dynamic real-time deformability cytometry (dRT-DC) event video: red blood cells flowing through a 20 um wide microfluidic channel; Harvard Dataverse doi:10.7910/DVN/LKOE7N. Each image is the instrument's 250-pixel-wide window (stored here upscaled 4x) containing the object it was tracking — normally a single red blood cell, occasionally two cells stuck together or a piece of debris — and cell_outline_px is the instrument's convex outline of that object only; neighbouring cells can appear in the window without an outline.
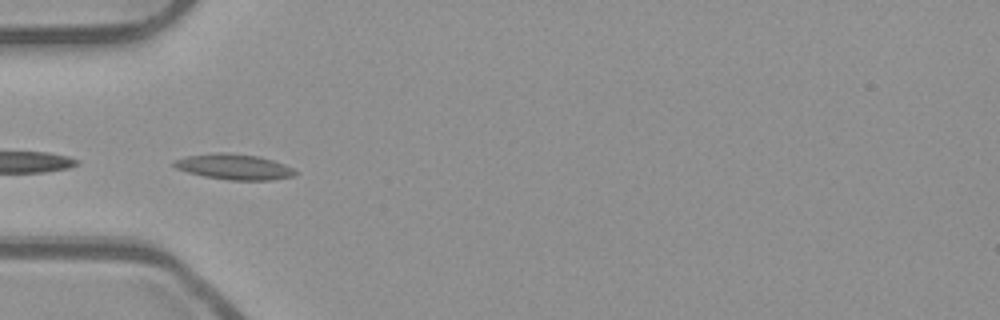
{"species": "common noctule bat (a hibernating species)", "species_latin": "Nyctalus noctula", "temperature_condition": "room temperature", "stored_images_in_passage": 9, "camera_frame_rate_fps": 3000, "um_per_image_px": 0.085, "animal": {"sex": "male", "body_mass_g": 23.1, "forearm_length_mm": 52.7}, "frame": {"image": 1, "passage_image": 1, "time_ms": 0.0, "image_size_px": [1000, 320], "cell_outline_px": [[296, 172], [292, 176], [272, 180], [228, 180], [204, 176], [188, 172], [176, 168], [172, 164], [172, 160], [188, 156], [216, 152], [224, 152], [256, 156], [272, 160], [284, 164], [292, 168]], "centroid_in_image_um": [19.85, 14.18], "position_along_channel_um": 65.1, "area_um2": 17.86}}
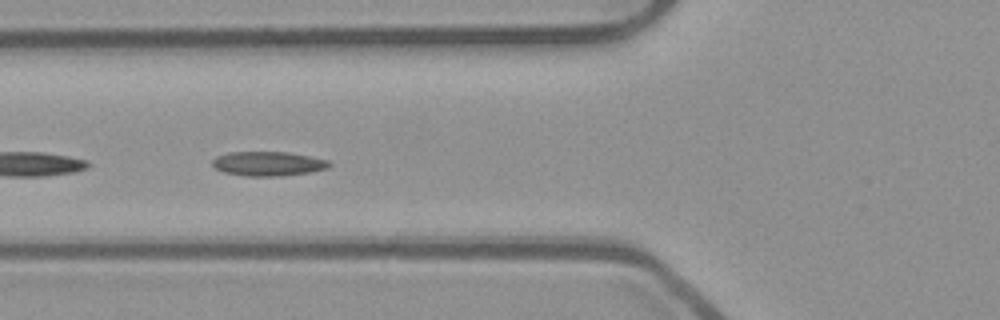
{"frame": {"image": 2, "passage_image": 4, "time_ms": 1.0, "image_size_px": [1000, 320], "cell_outline_px": [[332, 164], [328, 168], [308, 172], [284, 176], [244, 176], [224, 172], [216, 168], [212, 164], [212, 160], [216, 156], [228, 152], [288, 152], [312, 156], [328, 160]], "centroid_in_image_um": [22.8, 13.91], "position_along_channel_um": 103.0, "area_um2": 16.7}}
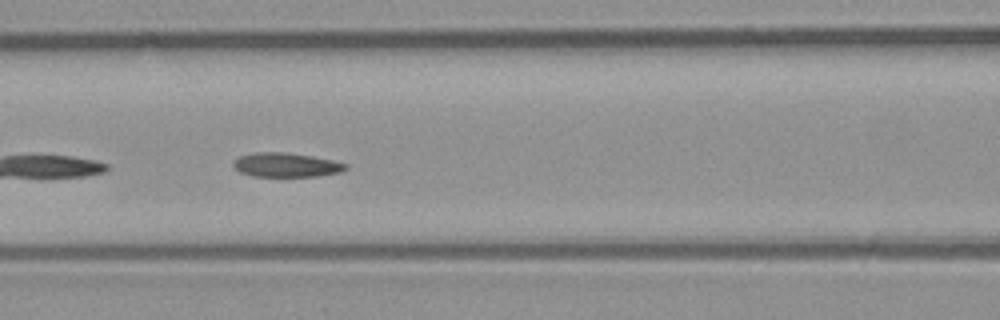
{"frame": {"image": 3, "passage_image": 7, "time_ms": 2.0, "image_size_px": [1000, 320], "cell_outline_px": [[348, 168], [340, 172], [320, 176], [252, 176], [240, 172], [232, 164], [240, 156], [252, 152], [288, 152], [312, 156], [332, 160], [348, 164]], "centroid_in_image_um": [24.34, 14.01], "position_along_channel_um": 142.3, "area_um2": 15.84}}